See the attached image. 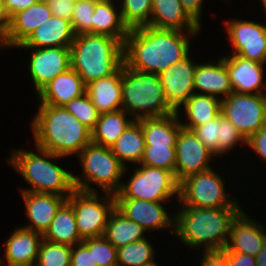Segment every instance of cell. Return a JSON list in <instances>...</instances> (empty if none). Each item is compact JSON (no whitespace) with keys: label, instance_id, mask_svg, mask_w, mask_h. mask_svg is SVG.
Masks as SVG:
<instances>
[{"label":"cell","instance_id":"obj_1","mask_svg":"<svg viewBox=\"0 0 266 266\" xmlns=\"http://www.w3.org/2000/svg\"><path fill=\"white\" fill-rule=\"evenodd\" d=\"M182 32L150 26L131 29L124 43V63L138 72L160 74L189 54Z\"/></svg>","mask_w":266,"mask_h":266},{"label":"cell","instance_id":"obj_2","mask_svg":"<svg viewBox=\"0 0 266 266\" xmlns=\"http://www.w3.org/2000/svg\"><path fill=\"white\" fill-rule=\"evenodd\" d=\"M32 121L36 147L53 154L79 155L92 142L91 130L64 106L40 104Z\"/></svg>","mask_w":266,"mask_h":266},{"label":"cell","instance_id":"obj_3","mask_svg":"<svg viewBox=\"0 0 266 266\" xmlns=\"http://www.w3.org/2000/svg\"><path fill=\"white\" fill-rule=\"evenodd\" d=\"M180 211L174 218L175 235L192 249L204 244L205 250H213L225 248L231 224L242 210L182 206Z\"/></svg>","mask_w":266,"mask_h":266},{"label":"cell","instance_id":"obj_4","mask_svg":"<svg viewBox=\"0 0 266 266\" xmlns=\"http://www.w3.org/2000/svg\"><path fill=\"white\" fill-rule=\"evenodd\" d=\"M70 64L85 85L115 74L124 64V44L108 35L84 33L70 46Z\"/></svg>","mask_w":266,"mask_h":266},{"label":"cell","instance_id":"obj_5","mask_svg":"<svg viewBox=\"0 0 266 266\" xmlns=\"http://www.w3.org/2000/svg\"><path fill=\"white\" fill-rule=\"evenodd\" d=\"M36 149L44 158L32 151L20 149L13 151V155L7 160L31 186V189H23L22 191L55 194L68 198L75 190L74 175L47 160L48 158L56 159L63 156L38 147Z\"/></svg>","mask_w":266,"mask_h":266},{"label":"cell","instance_id":"obj_6","mask_svg":"<svg viewBox=\"0 0 266 266\" xmlns=\"http://www.w3.org/2000/svg\"><path fill=\"white\" fill-rule=\"evenodd\" d=\"M122 109L128 116L134 115L135 120L175 113L165 98L159 74L138 72L125 63L122 65Z\"/></svg>","mask_w":266,"mask_h":266},{"label":"cell","instance_id":"obj_7","mask_svg":"<svg viewBox=\"0 0 266 266\" xmlns=\"http://www.w3.org/2000/svg\"><path fill=\"white\" fill-rule=\"evenodd\" d=\"M89 184L83 177L81 180L77 175L74 176L75 190L67 198V202L73 207L77 229L83 240L103 236L109 215L115 209L114 194L106 192L107 198L102 197L101 200L105 201L101 203L96 189Z\"/></svg>","mask_w":266,"mask_h":266},{"label":"cell","instance_id":"obj_8","mask_svg":"<svg viewBox=\"0 0 266 266\" xmlns=\"http://www.w3.org/2000/svg\"><path fill=\"white\" fill-rule=\"evenodd\" d=\"M127 184L121 185L115 198H131L144 201L162 202L174 194L179 196V182L166 169L140 165Z\"/></svg>","mask_w":266,"mask_h":266},{"label":"cell","instance_id":"obj_9","mask_svg":"<svg viewBox=\"0 0 266 266\" xmlns=\"http://www.w3.org/2000/svg\"><path fill=\"white\" fill-rule=\"evenodd\" d=\"M212 168L189 175L179 182V196L183 206L194 208L239 207L236 199L228 200L223 179Z\"/></svg>","mask_w":266,"mask_h":266},{"label":"cell","instance_id":"obj_10","mask_svg":"<svg viewBox=\"0 0 266 266\" xmlns=\"http://www.w3.org/2000/svg\"><path fill=\"white\" fill-rule=\"evenodd\" d=\"M79 158L84 179L99 185L107 193L116 194L120 190L122 183L119 181L126 166L118 160L111 148L91 142L82 149Z\"/></svg>","mask_w":266,"mask_h":266},{"label":"cell","instance_id":"obj_11","mask_svg":"<svg viewBox=\"0 0 266 266\" xmlns=\"http://www.w3.org/2000/svg\"><path fill=\"white\" fill-rule=\"evenodd\" d=\"M221 113L247 139L266 125V94L232 92L221 99Z\"/></svg>","mask_w":266,"mask_h":266},{"label":"cell","instance_id":"obj_12","mask_svg":"<svg viewBox=\"0 0 266 266\" xmlns=\"http://www.w3.org/2000/svg\"><path fill=\"white\" fill-rule=\"evenodd\" d=\"M227 33L234 55L261 64L266 62V26L245 20L229 21Z\"/></svg>","mask_w":266,"mask_h":266},{"label":"cell","instance_id":"obj_13","mask_svg":"<svg viewBox=\"0 0 266 266\" xmlns=\"http://www.w3.org/2000/svg\"><path fill=\"white\" fill-rule=\"evenodd\" d=\"M212 155L193 131L182 128L176 141V180L211 169L208 163Z\"/></svg>","mask_w":266,"mask_h":266},{"label":"cell","instance_id":"obj_14","mask_svg":"<svg viewBox=\"0 0 266 266\" xmlns=\"http://www.w3.org/2000/svg\"><path fill=\"white\" fill-rule=\"evenodd\" d=\"M196 67L197 64L195 65L187 55L159 74L165 98L169 106L177 113H179L180 106L195 93Z\"/></svg>","mask_w":266,"mask_h":266},{"label":"cell","instance_id":"obj_15","mask_svg":"<svg viewBox=\"0 0 266 266\" xmlns=\"http://www.w3.org/2000/svg\"><path fill=\"white\" fill-rule=\"evenodd\" d=\"M30 74L37 94L59 74L71 68L70 47L30 48Z\"/></svg>","mask_w":266,"mask_h":266},{"label":"cell","instance_id":"obj_16","mask_svg":"<svg viewBox=\"0 0 266 266\" xmlns=\"http://www.w3.org/2000/svg\"><path fill=\"white\" fill-rule=\"evenodd\" d=\"M161 203L131 198H115V208L146 231L171 227L172 232H174L173 222L175 219L169 217Z\"/></svg>","mask_w":266,"mask_h":266},{"label":"cell","instance_id":"obj_17","mask_svg":"<svg viewBox=\"0 0 266 266\" xmlns=\"http://www.w3.org/2000/svg\"><path fill=\"white\" fill-rule=\"evenodd\" d=\"M261 224H257L241 211L233 220L227 241V252H238L253 257L259 253L266 242V232Z\"/></svg>","mask_w":266,"mask_h":266},{"label":"cell","instance_id":"obj_18","mask_svg":"<svg viewBox=\"0 0 266 266\" xmlns=\"http://www.w3.org/2000/svg\"><path fill=\"white\" fill-rule=\"evenodd\" d=\"M192 131L214 155L231 150L238 141L246 144L243 135L222 113L212 121L195 127Z\"/></svg>","mask_w":266,"mask_h":266},{"label":"cell","instance_id":"obj_19","mask_svg":"<svg viewBox=\"0 0 266 266\" xmlns=\"http://www.w3.org/2000/svg\"><path fill=\"white\" fill-rule=\"evenodd\" d=\"M26 215L31 224L24 228L44 234L55 218L57 211L67 201V197L55 194L22 191Z\"/></svg>","mask_w":266,"mask_h":266},{"label":"cell","instance_id":"obj_20","mask_svg":"<svg viewBox=\"0 0 266 266\" xmlns=\"http://www.w3.org/2000/svg\"><path fill=\"white\" fill-rule=\"evenodd\" d=\"M42 240L43 234L24 227L18 228L5 245L4 256L7 264L0 259V265L35 266Z\"/></svg>","mask_w":266,"mask_h":266},{"label":"cell","instance_id":"obj_21","mask_svg":"<svg viewBox=\"0 0 266 266\" xmlns=\"http://www.w3.org/2000/svg\"><path fill=\"white\" fill-rule=\"evenodd\" d=\"M75 36L71 21L52 15L17 47L28 49L70 47Z\"/></svg>","mask_w":266,"mask_h":266},{"label":"cell","instance_id":"obj_22","mask_svg":"<svg viewBox=\"0 0 266 266\" xmlns=\"http://www.w3.org/2000/svg\"><path fill=\"white\" fill-rule=\"evenodd\" d=\"M52 16L50 4L40 1L11 16L5 39L6 47H17L41 24Z\"/></svg>","mask_w":266,"mask_h":266},{"label":"cell","instance_id":"obj_23","mask_svg":"<svg viewBox=\"0 0 266 266\" xmlns=\"http://www.w3.org/2000/svg\"><path fill=\"white\" fill-rule=\"evenodd\" d=\"M231 86L235 93L264 94L259 88L263 81V65L238 55L225 57Z\"/></svg>","mask_w":266,"mask_h":266},{"label":"cell","instance_id":"obj_24","mask_svg":"<svg viewBox=\"0 0 266 266\" xmlns=\"http://www.w3.org/2000/svg\"><path fill=\"white\" fill-rule=\"evenodd\" d=\"M157 29H189L192 35L198 34L200 27L183 9L180 0H152L150 24Z\"/></svg>","mask_w":266,"mask_h":266},{"label":"cell","instance_id":"obj_25","mask_svg":"<svg viewBox=\"0 0 266 266\" xmlns=\"http://www.w3.org/2000/svg\"><path fill=\"white\" fill-rule=\"evenodd\" d=\"M86 92V85L80 75L69 68L49 82L39 93L40 104L64 106Z\"/></svg>","mask_w":266,"mask_h":266},{"label":"cell","instance_id":"obj_26","mask_svg":"<svg viewBox=\"0 0 266 266\" xmlns=\"http://www.w3.org/2000/svg\"><path fill=\"white\" fill-rule=\"evenodd\" d=\"M86 94L100 114L122 109V67L113 75L91 81Z\"/></svg>","mask_w":266,"mask_h":266},{"label":"cell","instance_id":"obj_27","mask_svg":"<svg viewBox=\"0 0 266 266\" xmlns=\"http://www.w3.org/2000/svg\"><path fill=\"white\" fill-rule=\"evenodd\" d=\"M194 89L202 90L203 94L216 97H228L232 92L229 72L225 64V57L214 64H197L194 73Z\"/></svg>","mask_w":266,"mask_h":266},{"label":"cell","instance_id":"obj_28","mask_svg":"<svg viewBox=\"0 0 266 266\" xmlns=\"http://www.w3.org/2000/svg\"><path fill=\"white\" fill-rule=\"evenodd\" d=\"M177 112L158 118L137 120L142 127L145 146L176 147L177 137L183 128Z\"/></svg>","mask_w":266,"mask_h":266},{"label":"cell","instance_id":"obj_29","mask_svg":"<svg viewBox=\"0 0 266 266\" xmlns=\"http://www.w3.org/2000/svg\"><path fill=\"white\" fill-rule=\"evenodd\" d=\"M114 0H98L92 18V34H103L125 43L129 29L124 24L121 14L114 8Z\"/></svg>","mask_w":266,"mask_h":266},{"label":"cell","instance_id":"obj_30","mask_svg":"<svg viewBox=\"0 0 266 266\" xmlns=\"http://www.w3.org/2000/svg\"><path fill=\"white\" fill-rule=\"evenodd\" d=\"M43 239L73 247L83 241L77 229L73 207L66 201L57 211L49 228L43 234Z\"/></svg>","mask_w":266,"mask_h":266},{"label":"cell","instance_id":"obj_31","mask_svg":"<svg viewBox=\"0 0 266 266\" xmlns=\"http://www.w3.org/2000/svg\"><path fill=\"white\" fill-rule=\"evenodd\" d=\"M221 99L217 97L194 93L183 104L189 123L182 127L192 131L195 127L212 121L221 114Z\"/></svg>","mask_w":266,"mask_h":266},{"label":"cell","instance_id":"obj_32","mask_svg":"<svg viewBox=\"0 0 266 266\" xmlns=\"http://www.w3.org/2000/svg\"><path fill=\"white\" fill-rule=\"evenodd\" d=\"M146 230L121 214L116 208L109 215L104 237L115 247L119 248L132 242L145 239Z\"/></svg>","mask_w":266,"mask_h":266},{"label":"cell","instance_id":"obj_33","mask_svg":"<svg viewBox=\"0 0 266 266\" xmlns=\"http://www.w3.org/2000/svg\"><path fill=\"white\" fill-rule=\"evenodd\" d=\"M145 149L141 124L134 120L112 145L111 151L125 166L126 161L140 164Z\"/></svg>","mask_w":266,"mask_h":266},{"label":"cell","instance_id":"obj_34","mask_svg":"<svg viewBox=\"0 0 266 266\" xmlns=\"http://www.w3.org/2000/svg\"><path fill=\"white\" fill-rule=\"evenodd\" d=\"M123 109L102 113L95 128L91 131L92 143L111 148L127 127L134 121L125 117Z\"/></svg>","mask_w":266,"mask_h":266},{"label":"cell","instance_id":"obj_35","mask_svg":"<svg viewBox=\"0 0 266 266\" xmlns=\"http://www.w3.org/2000/svg\"><path fill=\"white\" fill-rule=\"evenodd\" d=\"M154 249L145 238L117 248L118 266H145L154 262Z\"/></svg>","mask_w":266,"mask_h":266},{"label":"cell","instance_id":"obj_36","mask_svg":"<svg viewBox=\"0 0 266 266\" xmlns=\"http://www.w3.org/2000/svg\"><path fill=\"white\" fill-rule=\"evenodd\" d=\"M120 14L129 30L148 26L152 12V0H122Z\"/></svg>","mask_w":266,"mask_h":266},{"label":"cell","instance_id":"obj_37","mask_svg":"<svg viewBox=\"0 0 266 266\" xmlns=\"http://www.w3.org/2000/svg\"><path fill=\"white\" fill-rule=\"evenodd\" d=\"M72 246L42 240L35 266H70Z\"/></svg>","mask_w":266,"mask_h":266},{"label":"cell","instance_id":"obj_38","mask_svg":"<svg viewBox=\"0 0 266 266\" xmlns=\"http://www.w3.org/2000/svg\"><path fill=\"white\" fill-rule=\"evenodd\" d=\"M140 165L163 168L175 175L176 147L145 146Z\"/></svg>","mask_w":266,"mask_h":266},{"label":"cell","instance_id":"obj_39","mask_svg":"<svg viewBox=\"0 0 266 266\" xmlns=\"http://www.w3.org/2000/svg\"><path fill=\"white\" fill-rule=\"evenodd\" d=\"M64 108L71 114H73L91 131L95 128L100 113L98 112L97 108L92 103L86 92L82 96L74 98L69 103L64 105Z\"/></svg>","mask_w":266,"mask_h":266},{"label":"cell","instance_id":"obj_40","mask_svg":"<svg viewBox=\"0 0 266 266\" xmlns=\"http://www.w3.org/2000/svg\"><path fill=\"white\" fill-rule=\"evenodd\" d=\"M98 0H77L73 8L71 20L75 35L92 33L94 7Z\"/></svg>","mask_w":266,"mask_h":266},{"label":"cell","instance_id":"obj_41","mask_svg":"<svg viewBox=\"0 0 266 266\" xmlns=\"http://www.w3.org/2000/svg\"><path fill=\"white\" fill-rule=\"evenodd\" d=\"M93 258L97 266H118L117 248L104 236L93 237Z\"/></svg>","mask_w":266,"mask_h":266},{"label":"cell","instance_id":"obj_42","mask_svg":"<svg viewBox=\"0 0 266 266\" xmlns=\"http://www.w3.org/2000/svg\"><path fill=\"white\" fill-rule=\"evenodd\" d=\"M70 266H97L93 258V238L84 239L71 250Z\"/></svg>","mask_w":266,"mask_h":266},{"label":"cell","instance_id":"obj_43","mask_svg":"<svg viewBox=\"0 0 266 266\" xmlns=\"http://www.w3.org/2000/svg\"><path fill=\"white\" fill-rule=\"evenodd\" d=\"M201 266H231L228 252L223 249L205 250Z\"/></svg>","mask_w":266,"mask_h":266},{"label":"cell","instance_id":"obj_44","mask_svg":"<svg viewBox=\"0 0 266 266\" xmlns=\"http://www.w3.org/2000/svg\"><path fill=\"white\" fill-rule=\"evenodd\" d=\"M246 143L256 154L260 155L261 159L264 158L266 160V125L250 135L246 139Z\"/></svg>","mask_w":266,"mask_h":266},{"label":"cell","instance_id":"obj_45","mask_svg":"<svg viewBox=\"0 0 266 266\" xmlns=\"http://www.w3.org/2000/svg\"><path fill=\"white\" fill-rule=\"evenodd\" d=\"M74 5L75 0L54 1L50 4L52 15L71 21L73 16Z\"/></svg>","mask_w":266,"mask_h":266},{"label":"cell","instance_id":"obj_46","mask_svg":"<svg viewBox=\"0 0 266 266\" xmlns=\"http://www.w3.org/2000/svg\"><path fill=\"white\" fill-rule=\"evenodd\" d=\"M183 9L189 14V16L200 25V15L202 10L203 0H180Z\"/></svg>","mask_w":266,"mask_h":266},{"label":"cell","instance_id":"obj_47","mask_svg":"<svg viewBox=\"0 0 266 266\" xmlns=\"http://www.w3.org/2000/svg\"><path fill=\"white\" fill-rule=\"evenodd\" d=\"M228 258L231 266H256L255 257L248 254L228 252Z\"/></svg>","mask_w":266,"mask_h":266},{"label":"cell","instance_id":"obj_48","mask_svg":"<svg viewBox=\"0 0 266 266\" xmlns=\"http://www.w3.org/2000/svg\"><path fill=\"white\" fill-rule=\"evenodd\" d=\"M41 0H4L6 10L10 16L20 10L40 2Z\"/></svg>","mask_w":266,"mask_h":266},{"label":"cell","instance_id":"obj_49","mask_svg":"<svg viewBox=\"0 0 266 266\" xmlns=\"http://www.w3.org/2000/svg\"><path fill=\"white\" fill-rule=\"evenodd\" d=\"M11 23V16L8 14L4 0H0V34L5 38Z\"/></svg>","mask_w":266,"mask_h":266},{"label":"cell","instance_id":"obj_50","mask_svg":"<svg viewBox=\"0 0 266 266\" xmlns=\"http://www.w3.org/2000/svg\"><path fill=\"white\" fill-rule=\"evenodd\" d=\"M256 266H266V242L255 257Z\"/></svg>","mask_w":266,"mask_h":266},{"label":"cell","instance_id":"obj_51","mask_svg":"<svg viewBox=\"0 0 266 266\" xmlns=\"http://www.w3.org/2000/svg\"><path fill=\"white\" fill-rule=\"evenodd\" d=\"M0 46H2V47L6 46L5 39L1 34H0Z\"/></svg>","mask_w":266,"mask_h":266},{"label":"cell","instance_id":"obj_52","mask_svg":"<svg viewBox=\"0 0 266 266\" xmlns=\"http://www.w3.org/2000/svg\"><path fill=\"white\" fill-rule=\"evenodd\" d=\"M41 1L46 2V3H48V4H51L52 2H54V1H58V0H41Z\"/></svg>","mask_w":266,"mask_h":266},{"label":"cell","instance_id":"obj_53","mask_svg":"<svg viewBox=\"0 0 266 266\" xmlns=\"http://www.w3.org/2000/svg\"><path fill=\"white\" fill-rule=\"evenodd\" d=\"M261 2L263 3V6H264L265 12H266V0H261Z\"/></svg>","mask_w":266,"mask_h":266},{"label":"cell","instance_id":"obj_54","mask_svg":"<svg viewBox=\"0 0 266 266\" xmlns=\"http://www.w3.org/2000/svg\"><path fill=\"white\" fill-rule=\"evenodd\" d=\"M145 266H157V264L155 262H153V263L145 265Z\"/></svg>","mask_w":266,"mask_h":266}]
</instances>
